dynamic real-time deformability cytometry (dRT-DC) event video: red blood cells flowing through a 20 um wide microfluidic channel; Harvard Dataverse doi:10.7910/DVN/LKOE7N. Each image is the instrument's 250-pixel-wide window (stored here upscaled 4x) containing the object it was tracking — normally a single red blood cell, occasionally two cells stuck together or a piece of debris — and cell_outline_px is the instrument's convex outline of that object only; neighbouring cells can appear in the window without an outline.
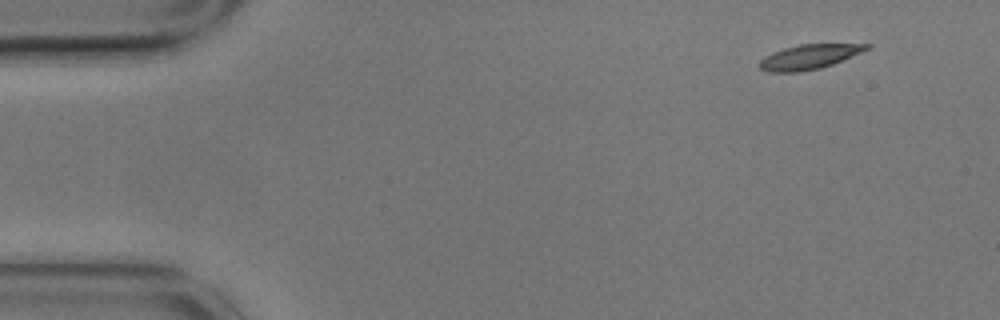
{"species": "common noctule bat (a hibernating species)", "species_latin": "Nyctalus noctula", "temperature_condition": "cold", "stored_images_in_passage": 4, "camera_frame_rate_fps": 3000, "um_per_image_px": 0.085, "animal": {"sex": "male", "body_mass_g": 17.9}, "frame": {"image": 1, "passage_image": 1, "time_ms": 0.0, "image_size_px": [1000, 320], "cell_outline_px": [[872, 48], [832, 64], [820, 68], [800, 72], [768, 72], [760, 68], [760, 60], [764, 56], [772, 52], [784, 48], [800, 44], [872, 44]], "centroid_in_image_um": [68.78, 4.83], "position_along_channel_um": 16.2, "area_um2": 15.37}}
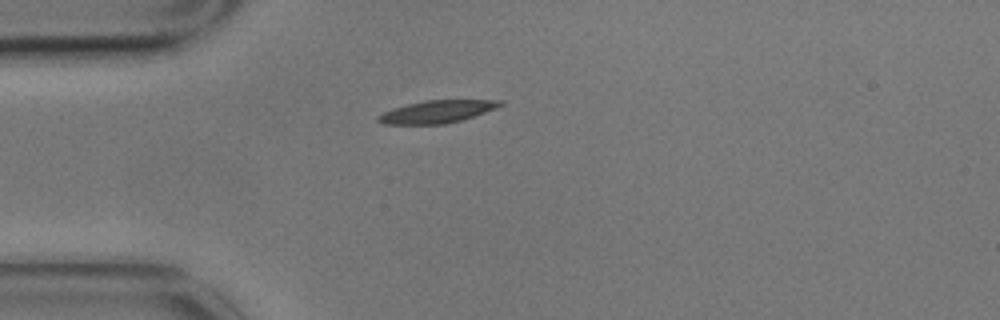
{"frame": {"image": 2, "passage_image": 4, "time_ms": 1.0, "image_size_px": [1000, 320], "cell_outline_px": [[504, 104], [496, 108], [460, 120], [444, 124], [384, 124], [376, 120], [376, 116], [392, 108], [408, 104], [428, 100], [500, 100]], "centroid_in_image_um": [37.1, 9.49], "position_along_channel_um": 47.9, "area_um2": 15.78}}